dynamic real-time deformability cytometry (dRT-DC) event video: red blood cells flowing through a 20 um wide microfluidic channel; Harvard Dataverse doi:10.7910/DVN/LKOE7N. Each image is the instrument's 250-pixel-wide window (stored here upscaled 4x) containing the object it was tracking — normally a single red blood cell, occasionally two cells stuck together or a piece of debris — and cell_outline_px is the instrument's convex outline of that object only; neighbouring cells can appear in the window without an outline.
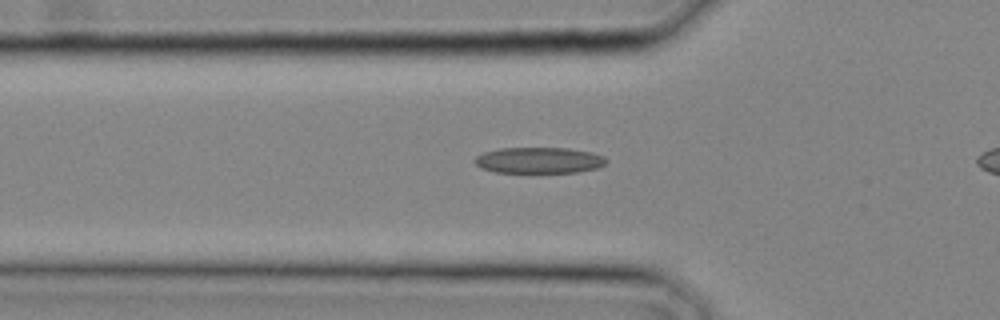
{"species": "common noctule bat (a hibernating species)", "species_latin": "Nyctalus noctula", "temperature_condition": "cold", "stored_images_in_passage": 14, "camera_frame_rate_fps": 3000, "um_per_image_px": 0.085, "animal": {"sex": "male", "body_mass_g": 20.4}, "frame": {"image": 1, "passage_image": 3, "time_ms": 0.667, "image_size_px": [1000, 320], "cell_outline_px": [[608, 160], [604, 164], [596, 168], [576, 172], [496, 172], [480, 168], [472, 160], [476, 156], [484, 152], [500, 148], [568, 148], [592, 152], [604, 156]], "centroid_in_image_um": [45.79, 13.62], "position_along_channel_um": 80.0, "area_um2": 19.94}}
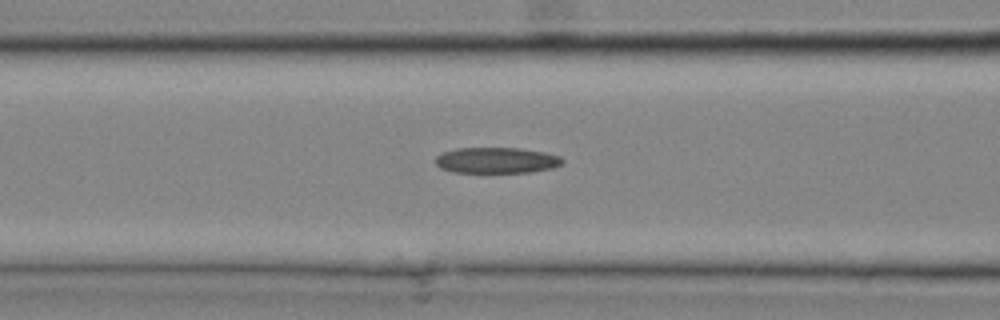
{"frame": {"image": 2, "passage_image": 5, "time_ms": 1.333, "image_size_px": [1000, 320], "cell_outline_px": [[564, 160], [560, 164], [552, 168], [532, 172], [452, 172], [440, 168], [436, 164], [436, 156], [444, 152], [456, 148], [520, 148], [544, 152], [560, 156]], "centroid_in_image_um": [42.2, 13.62], "position_along_channel_um": 124.4, "area_um2": 19.07}}
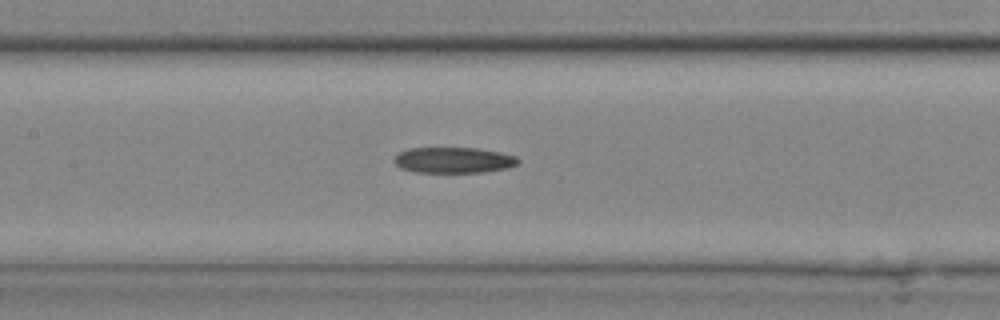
{"frame": {"image": 3, "passage_image": 7, "time_ms": 2.0, "image_size_px": [1000, 320], "cell_outline_px": [[520, 164], [508, 168], [484, 172], [416, 172], [400, 168], [392, 160], [396, 152], [408, 148], [476, 148], [500, 152], [516, 156], [520, 160]], "centroid_in_image_um": [38.54, 13.61], "position_along_channel_um": 168.9, "area_um2": 18.9}}